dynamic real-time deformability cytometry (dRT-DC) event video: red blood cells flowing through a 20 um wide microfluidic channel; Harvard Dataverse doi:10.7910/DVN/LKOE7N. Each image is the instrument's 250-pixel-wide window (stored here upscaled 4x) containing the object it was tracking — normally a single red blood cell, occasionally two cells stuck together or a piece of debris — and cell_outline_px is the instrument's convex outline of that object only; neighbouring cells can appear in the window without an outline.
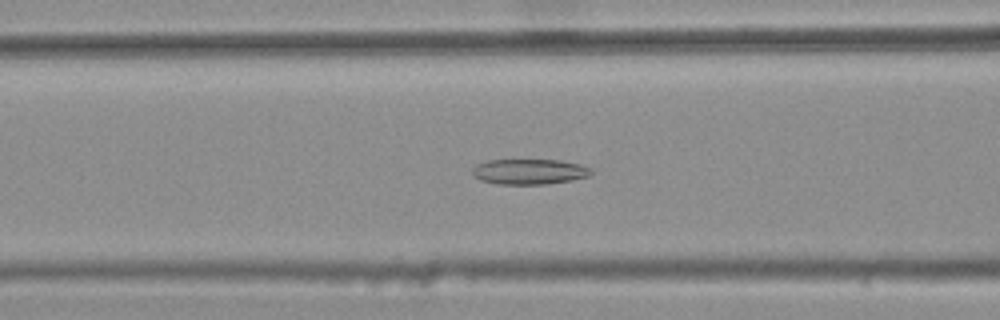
{"species": "common noctule bat (a hibernating species)", "species_latin": "Nyctalus noctula", "temperature_condition": "warm", "stored_images_in_passage": 35, "camera_frame_rate_fps": 3000, "um_per_image_px": 0.085, "animal": {"sex": "female", "body_mass_g": 25.1}, "frame": {"image": 1, "passage_image": 10, "time_ms": 3.0, "image_size_px": [1000, 320], "cell_outline_px": [[592, 172], [588, 176], [572, 180], [548, 184], [496, 184], [480, 180], [472, 176], [472, 168], [476, 164], [488, 160], [560, 160], [580, 164], [592, 168]], "centroid_in_image_um": [44.97, 14.59], "position_along_channel_um": 121.6, "area_um2": 17.74}}
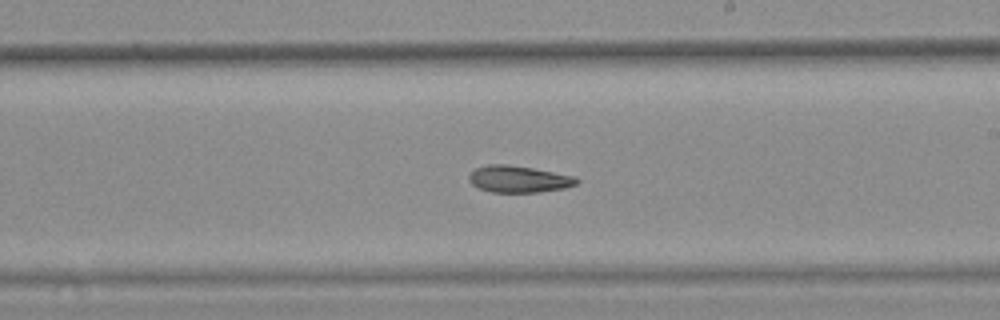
{"frame": {"image": 2, "passage_image": 20, "time_ms": 6.333, "image_size_px": [1000, 320], "cell_outline_px": [[580, 180], [576, 184], [564, 188], [540, 192], [492, 192], [480, 188], [472, 184], [468, 180], [468, 176], [476, 168], [488, 164], [504, 164], [532, 168], [572, 176]], "centroid_in_image_um": [44.06, 15.23], "position_along_channel_um": 244.9, "area_um2": 16.53}}
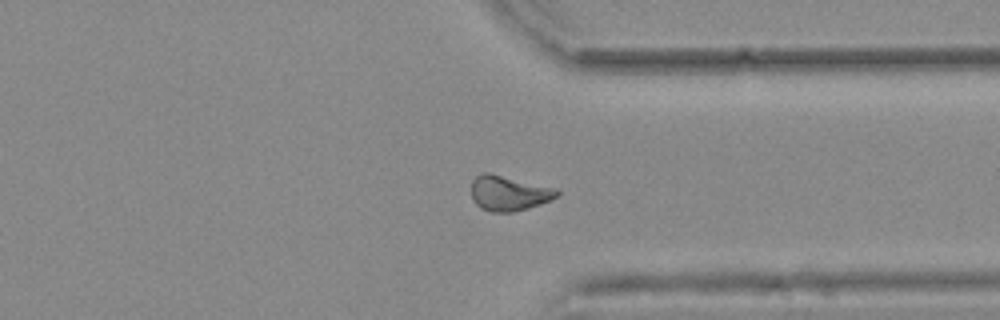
{"frame": {"image": 3, "passage_image": 30, "time_ms": 9.667, "image_size_px": [1000, 320], "cell_outline_px": [[560, 196], [552, 200], [528, 208], [512, 212], [492, 212], [480, 208], [472, 200], [472, 180], [476, 176], [484, 172], [488, 172], [556, 188], [560, 192]], "centroid_in_image_um": [43.26, 16.42], "position_along_channel_um": 368.1, "area_um2": 17.63}, "authors_computed_cell_mechanics": {"area_um2": 17.2822, "velocity_mm_per_s": 3.707, "shape_relaxation_time_tau1_ms": null, "shape_relaxation_time_tau2_ms": 10.0677, "deformation_change_tau1": null, "deformation_change_tau2": 0.1717}}